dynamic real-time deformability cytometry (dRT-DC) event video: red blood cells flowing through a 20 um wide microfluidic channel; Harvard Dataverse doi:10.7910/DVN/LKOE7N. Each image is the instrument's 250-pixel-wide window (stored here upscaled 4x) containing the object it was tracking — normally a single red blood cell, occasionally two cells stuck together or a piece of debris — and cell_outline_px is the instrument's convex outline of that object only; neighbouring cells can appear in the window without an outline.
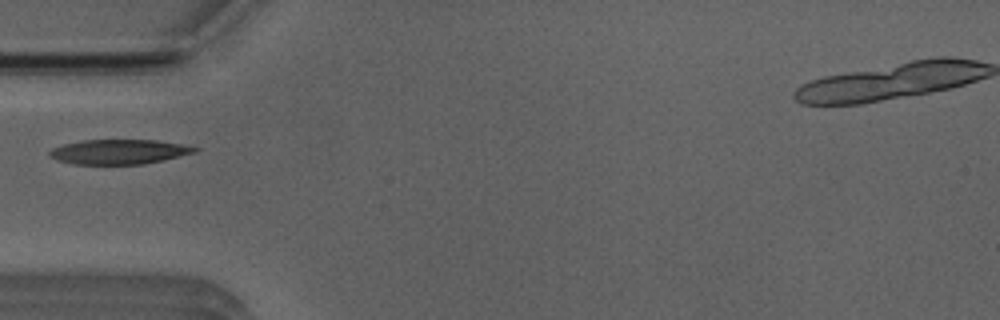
{"species": "Egyptian fruit bat (a non-hibernating species)", "species_latin": "Rousettus aegyptiacus", "temperature_condition": "room temperature", "stored_images_in_passage": 29, "camera_frame_rate_fps": 3000, "um_per_image_px": 0.085, "animal": {"sex": "male"}, "frame": {"image": 1, "passage_image": 1, "time_ms": 0.0, "image_size_px": [1000, 320], "cell_outline_px": [[200, 148], [196, 152], [164, 160], [144, 164], [72, 164], [56, 160], [48, 156], [48, 152], [52, 148], [64, 144], [84, 140], [156, 140], [184, 144]], "centroid_in_image_um": [10.11, 12.9], "position_along_channel_um": 74.9, "area_um2": 21.04}}
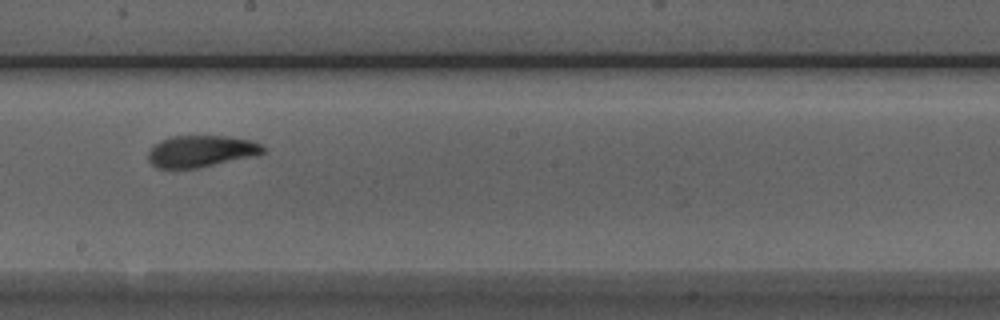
{"frame": {"image": 2, "passage_image": 13, "time_ms": 4.0, "image_size_px": [1000, 320], "cell_outline_px": [[264, 152], [256, 156], [196, 168], [156, 168], [148, 160], [148, 152], [152, 144], [160, 140], [172, 136], [224, 136], [252, 140], [260, 144], [264, 148]], "centroid_in_image_um": [17.06, 12.85], "position_along_channel_um": 231.1, "area_um2": 21.27}}
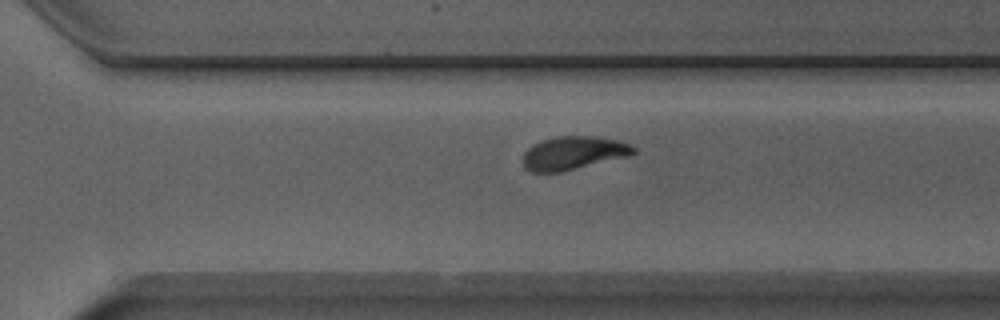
{"frame": {"image": 3, "passage_image": 20, "time_ms": 6.333, "image_size_px": [1000, 320], "cell_outline_px": [[636, 152], [632, 156], [560, 172], [532, 172], [524, 168], [524, 152], [532, 144], [540, 140], [560, 136], [596, 136], [620, 140], [636, 148]], "centroid_in_image_um": [48.78, 13.0], "position_along_channel_um": 321.8, "area_um2": 21.73}}